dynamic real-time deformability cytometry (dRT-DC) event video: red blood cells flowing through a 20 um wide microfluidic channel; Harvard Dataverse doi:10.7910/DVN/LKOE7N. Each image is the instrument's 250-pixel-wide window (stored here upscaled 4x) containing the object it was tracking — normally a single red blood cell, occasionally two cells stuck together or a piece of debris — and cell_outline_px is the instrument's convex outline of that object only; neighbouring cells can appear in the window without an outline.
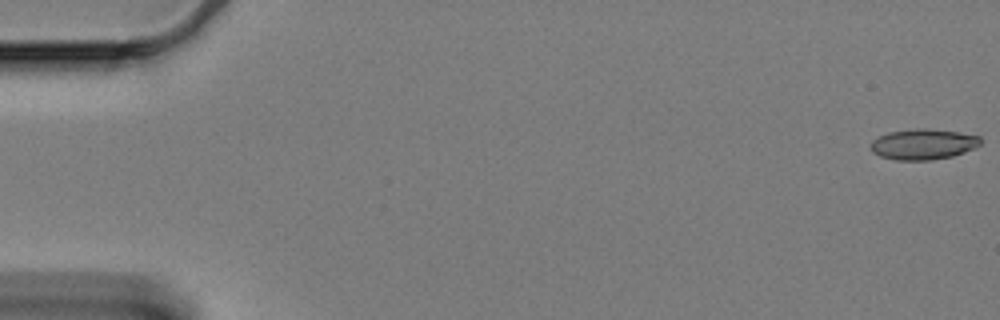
{"species": "Egyptian fruit bat (a non-hibernating species)", "species_latin": "Rousettus aegyptiacus", "temperature_condition": "cold", "stored_images_in_passage": 17, "camera_frame_rate_fps": 3000, "um_per_image_px": 0.085, "animal": {"sex": "female"}, "frame": {"image": 1, "passage_image": 1, "time_ms": 0.0, "image_size_px": [1000, 320], "cell_outline_px": [[980, 144], [964, 152], [952, 156], [932, 160], [896, 160], [880, 156], [872, 152], [868, 144], [872, 140], [888, 132], [916, 128], [928, 128], [956, 132], [980, 136]], "centroid_in_image_um": [78.41, 12.26], "position_along_channel_um": 6.6, "area_um2": 19.59}}
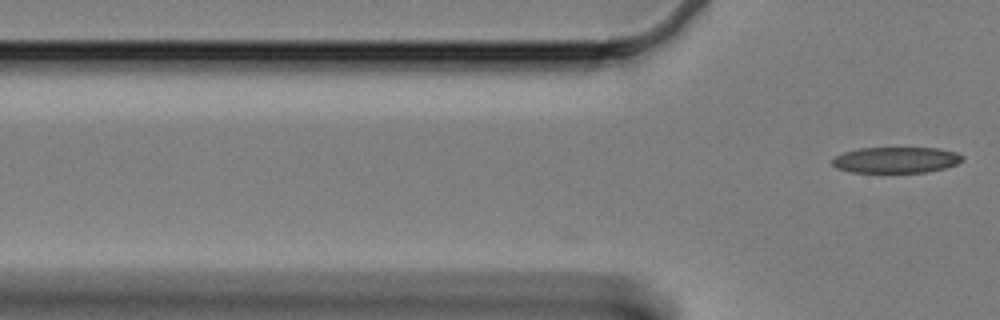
{"frame": {"image": 2, "passage_image": 17, "time_ms": 5.333, "image_size_px": [1000, 320], "cell_outline_px": [[964, 160], [956, 164], [944, 168], [924, 172], [848, 172], [836, 168], [832, 164], [832, 160], [836, 156], [844, 152], [860, 148], [940, 148], [956, 152], [964, 156]], "centroid_in_image_um": [76.17, 13.59], "position_along_channel_um": 49.6, "area_um2": 19.71}}